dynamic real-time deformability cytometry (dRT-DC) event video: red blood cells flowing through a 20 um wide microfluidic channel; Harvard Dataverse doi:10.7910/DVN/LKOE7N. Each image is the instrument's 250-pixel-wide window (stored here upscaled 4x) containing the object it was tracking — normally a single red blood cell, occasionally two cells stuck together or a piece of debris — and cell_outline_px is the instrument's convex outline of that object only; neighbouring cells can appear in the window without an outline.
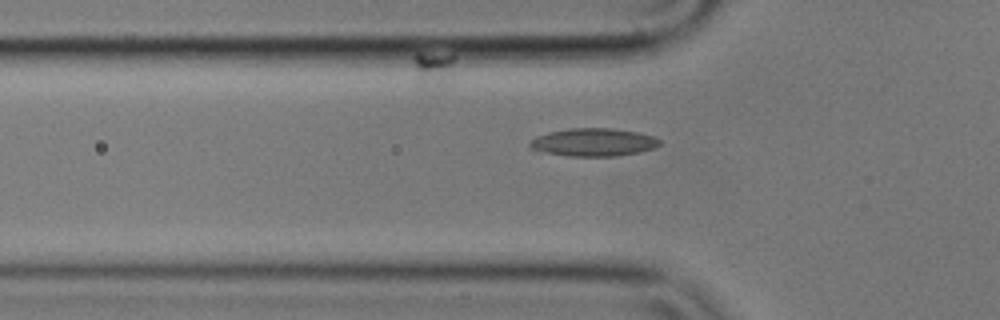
{"species": "common noctule bat (a hibernating species)", "species_latin": "Nyctalus noctula", "temperature_condition": "cold", "stored_images_in_passage": 49, "camera_frame_rate_fps": 3000, "um_per_image_px": 0.085, "animal": {"sex": "male", "body_mass_g": 17.9}, "frame": {"image": 1, "passage_image": 17, "time_ms": 5.333, "image_size_px": [1000, 320], "cell_outline_px": [[660, 144], [656, 148], [640, 152], [616, 156], [568, 156], [544, 152], [528, 148], [528, 144], [536, 136], [548, 132], [568, 128], [608, 128], [636, 132], [652, 136], [660, 140]], "centroid_in_image_um": [50.42, 12.09], "position_along_channel_um": 75.4, "area_um2": 21.15}}
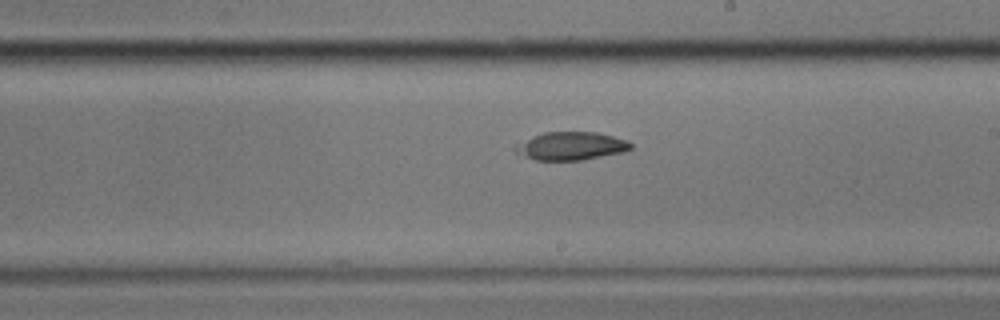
{"frame": {"image": 2, "passage_image": 31, "time_ms": 10.0, "image_size_px": [1000, 320], "cell_outline_px": [[632, 148], [624, 152], [580, 160], [536, 160], [516, 152], [512, 148], [532, 136], [544, 132], [596, 132], [612, 136], [624, 140], [632, 144]], "centroid_in_image_um": [48.54, 12.41], "position_along_channel_um": 240.5, "area_um2": 18.61}}
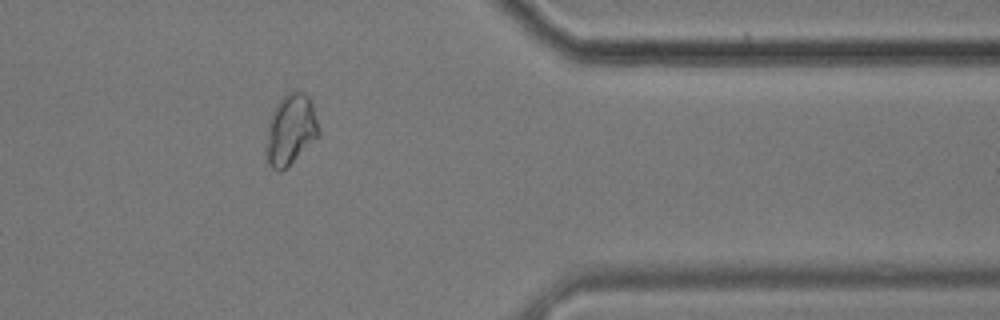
{"frame": {"image": 3, "passage_image": 45, "time_ms": 14.667, "image_size_px": [1000, 320], "cell_outline_px": [[320, 132], [288, 168], [280, 172], [276, 172], [268, 164], [264, 152], [264, 148], [268, 124], [272, 112], [276, 104], [288, 92], [304, 92], [308, 96], [312, 104], [320, 128]], "centroid_in_image_um": [24.66, 11.07], "position_along_channel_um": 386.7, "area_um2": 21.85}}